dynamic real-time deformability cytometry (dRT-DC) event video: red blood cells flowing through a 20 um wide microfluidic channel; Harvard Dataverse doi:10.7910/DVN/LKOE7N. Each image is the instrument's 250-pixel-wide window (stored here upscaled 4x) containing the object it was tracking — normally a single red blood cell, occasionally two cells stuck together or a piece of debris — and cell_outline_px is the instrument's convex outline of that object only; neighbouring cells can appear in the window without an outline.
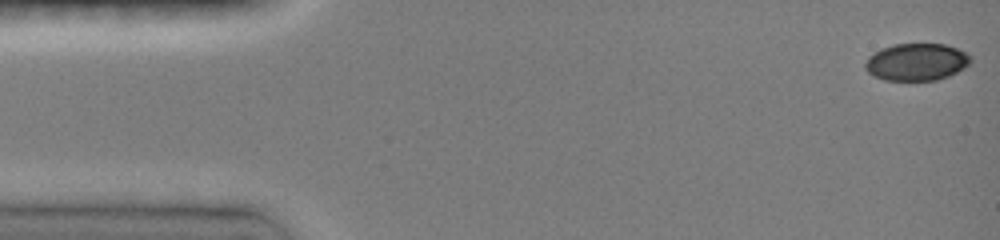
{"species": "common noctule bat (a hibernating species)", "species_latin": "Nyctalus noctula", "temperature_condition": "room temperature", "stored_images_in_passage": 47, "camera_frame_rate_fps": 3000, "um_per_image_px": 0.085, "animal": {"sex": "female", "body_mass_g": 19.0, "forearm_length_mm": 51.5}, "frame": {"image": 1, "passage_image": 1, "time_ms": 0.0, "image_size_px": [1000, 240], "cell_outline_px": [[972, 60], [964, 68], [948, 76], [936, 80], [884, 80], [872, 76], [864, 68], [864, 64], [868, 56], [880, 48], [896, 44], [944, 44], [956, 48], [972, 56]], "centroid_in_image_um": [77.87, 5.27], "position_along_channel_um": 7.1, "area_um2": 22.95}}
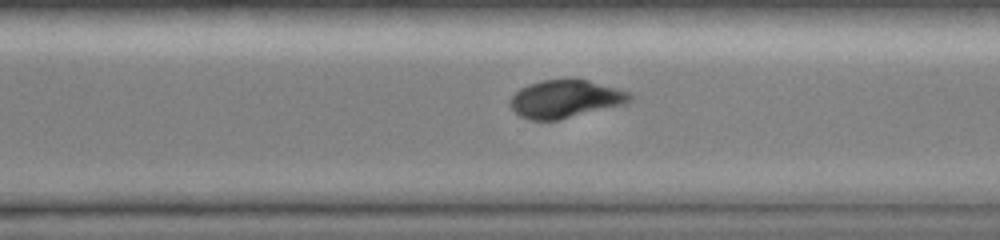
{"frame": {"image": 2, "passage_image": 33, "time_ms": 10.667, "image_size_px": [1000, 240], "cell_outline_px": [[632, 100], [624, 104], [560, 120], [532, 120], [520, 116], [512, 108], [512, 96], [520, 88], [528, 84], [544, 80], [588, 80], [632, 92]], "centroid_in_image_um": [48.1, 8.42], "position_along_channel_um": 322.5, "area_um2": 26.13}}
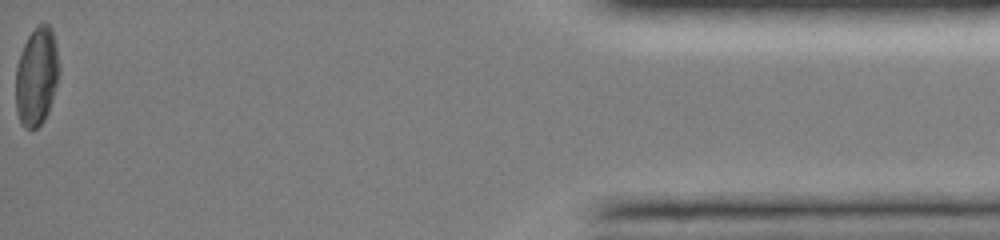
{"frame": {"image": 3, "passage_image": 47, "time_ms": 15.333, "image_size_px": [1000, 240], "cell_outline_px": [[60, 72], [52, 100], [48, 112], [44, 120], [36, 128], [24, 128], [20, 124], [16, 112], [16, 68], [20, 52], [28, 36], [40, 24], [48, 24], [52, 28], [60, 68]], "centroid_in_image_um": [3.11, 6.53], "position_along_channel_um": 432.1, "area_um2": 24.91}, "authors_computed_cell_mechanics": {"area_um2": 26.3568, "velocity_mm_per_s": 4.1031, "shape_relaxation_time_tau1_ms": 2.5136, "shape_relaxation_time_tau2_ms": 5.0634, "deformation_change_tau1": 0.0782, "deformation_change_tau2": 0.086}}